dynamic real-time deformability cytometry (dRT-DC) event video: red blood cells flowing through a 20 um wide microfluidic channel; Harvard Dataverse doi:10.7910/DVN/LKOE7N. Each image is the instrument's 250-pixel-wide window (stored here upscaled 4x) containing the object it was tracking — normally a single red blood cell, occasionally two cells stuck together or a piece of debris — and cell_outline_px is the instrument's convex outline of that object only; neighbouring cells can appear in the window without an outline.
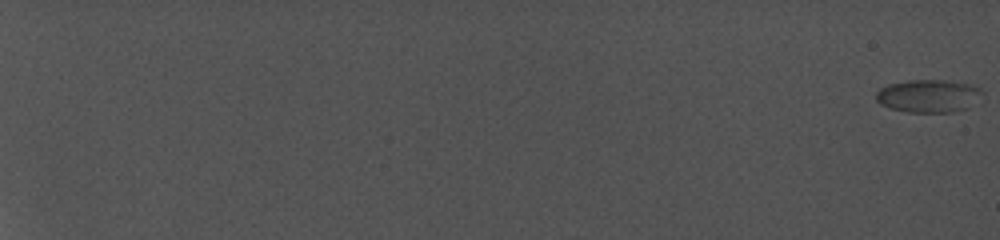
{"species": "common noctule bat (a hibernating species)", "species_latin": "Nyctalus noctula", "temperature_condition": "cold", "stored_images_in_passage": 53, "camera_frame_rate_fps": 5000, "um_per_image_px": 0.085, "animal": {"sex": "female", "body_mass_g": 19.0, "forearm_length_mm": 56.7}, "frame": {"image": 1, "passage_image": 1, "time_ms": 0.0, "image_size_px": [1000, 240], "cell_outline_px": [[984, 92], [968, 108], [952, 112], [908, 112], [892, 108], [880, 104], [876, 100], [876, 92], [880, 88], [888, 84], [908, 80], [944, 80], [968, 84], [980, 88]], "centroid_in_image_um": [78.9, 8.15], "position_along_channel_um": 6.1, "area_um2": 20.23}}
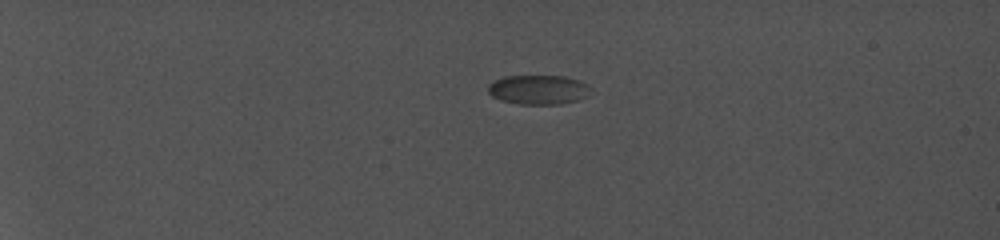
{"frame": {"image": 2, "passage_image": 30, "time_ms": 6.2, "image_size_px": [1000, 240], "cell_outline_px": [[592, 88], [588, 96], [576, 100], [560, 104], [520, 104], [500, 100], [492, 96], [488, 92], [488, 84], [504, 76], [564, 76], [580, 80], [588, 84]], "centroid_in_image_um": [45.79, 7.62], "position_along_channel_um": 39.2, "area_um2": 17.69}}
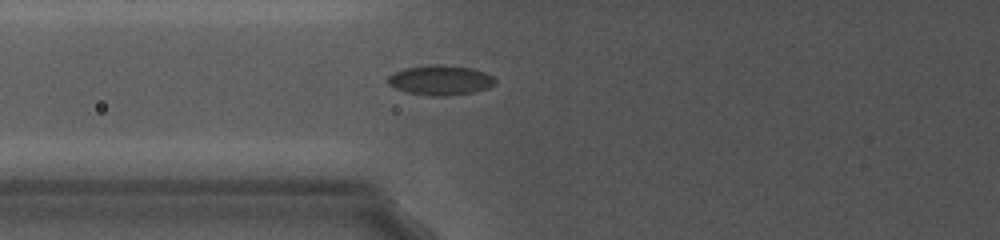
{"frame": {"image": 3, "passage_image": 53, "time_ms": 10.4, "image_size_px": [1000, 240], "cell_outline_px": [[496, 84], [488, 88], [472, 92], [444, 96], [432, 96], [408, 92], [396, 88], [388, 84], [388, 76], [392, 72], [404, 68], [428, 64], [444, 64], [472, 68], [484, 72], [492, 76], [496, 80]], "centroid_in_image_um": [37.43, 6.79], "position_along_channel_um": 88.4, "area_um2": 18.79}}